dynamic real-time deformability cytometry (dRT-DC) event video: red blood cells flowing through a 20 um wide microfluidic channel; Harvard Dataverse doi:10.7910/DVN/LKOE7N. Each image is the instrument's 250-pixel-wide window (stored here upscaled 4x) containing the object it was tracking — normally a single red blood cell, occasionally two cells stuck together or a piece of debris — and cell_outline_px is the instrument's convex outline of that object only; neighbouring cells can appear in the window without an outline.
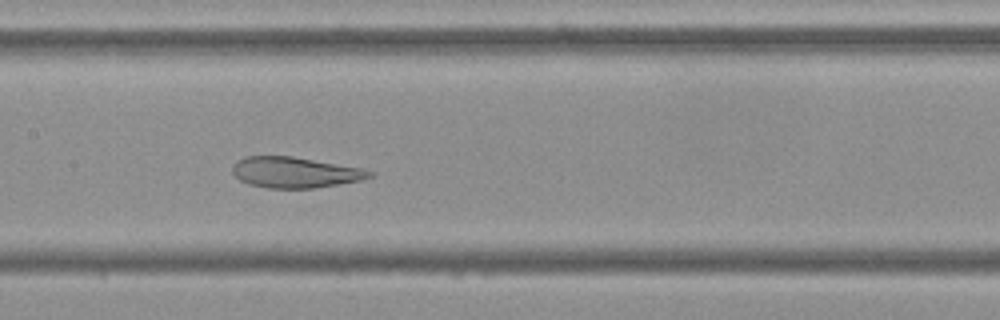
{"species": "Egyptian fruit bat (a non-hibernating species)", "species_latin": "Rousettus aegyptiacus", "temperature_condition": "cold", "stored_images_in_passage": 54, "camera_frame_rate_fps": 3000, "um_per_image_px": 0.085, "frame": {"image": 1, "passage_image": 26, "time_ms": 8.333, "image_size_px": [1000, 320], "cell_outline_px": [[376, 172], [372, 176], [360, 180], [312, 188], [268, 188], [248, 184], [240, 180], [232, 172], [232, 164], [236, 160], [244, 156], [292, 156], [360, 168]], "centroid_in_image_um": [25.01, 14.64], "position_along_channel_um": 182.4, "area_um2": 24.45}}
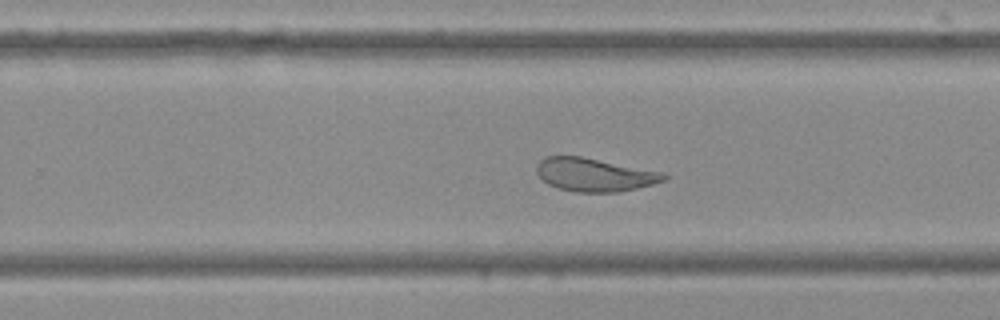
{"frame": {"image": 2, "passage_image": 34, "time_ms": 11.0, "image_size_px": [1000, 320], "cell_outline_px": [[668, 176], [664, 180], [652, 184], [620, 192], [576, 192], [560, 188], [548, 184], [536, 172], [536, 164], [544, 156], [580, 156], [668, 172]], "centroid_in_image_um": [50.57, 14.84], "position_along_channel_um": 279.2, "area_um2": 24.85}}
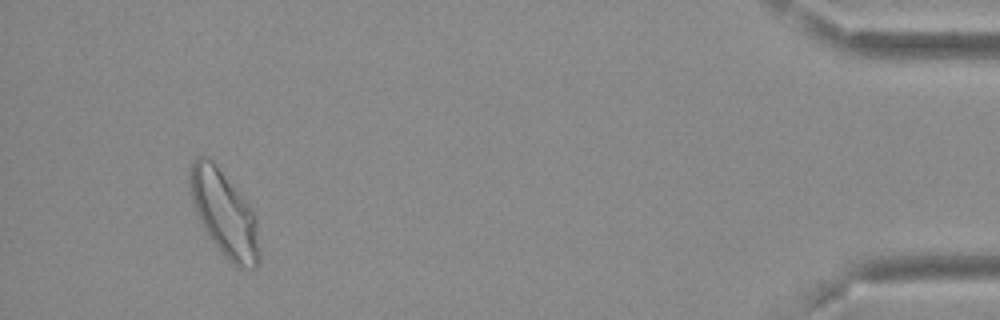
{"frame": {"image": 3, "passage_image": 51, "time_ms": 16.667, "image_size_px": [1000, 320], "cell_outline_px": [[260, 264], [256, 268], [236, 268], [228, 260], [212, 240], [204, 228], [192, 204], [188, 184], [188, 172], [196, 156], [208, 156], [216, 164], [252, 208], [256, 216], [260, 252]], "centroid_in_image_um": [19.07, 18.16], "position_along_channel_um": 416.1, "area_um2": 34.91}, "authors_computed_cell_mechanics": {"area_um2": 29.7092, "velocity_mm_per_s": 3.6475, "shape_relaxation_time_tau1_ms": null, "shape_relaxation_time_tau2_ms": 1.6629, "deformation_change_tau1": null, "deformation_change_tau2": 0.0861}}